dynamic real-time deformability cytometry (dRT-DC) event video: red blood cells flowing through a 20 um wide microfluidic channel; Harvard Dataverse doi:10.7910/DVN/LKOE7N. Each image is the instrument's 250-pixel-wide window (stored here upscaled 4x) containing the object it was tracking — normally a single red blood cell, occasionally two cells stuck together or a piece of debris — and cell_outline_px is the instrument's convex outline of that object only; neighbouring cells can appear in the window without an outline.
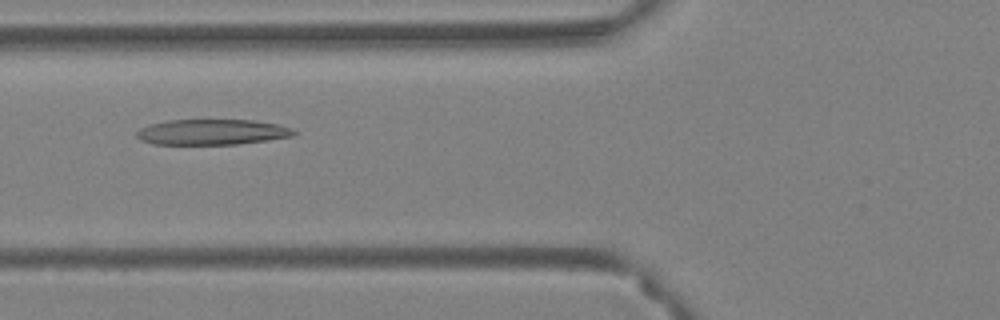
{"species": "Egyptian fruit bat (a non-hibernating species)", "species_latin": "Rousettus aegyptiacus", "temperature_condition": "warm", "stored_images_in_passage": 43, "camera_frame_rate_fps": 3000, "um_per_image_px": 0.085, "animal": {"sex": "female"}, "frame": {"image": 1, "passage_image": 7, "time_ms": 2.0, "image_size_px": [1000, 320], "cell_outline_px": [[300, 132], [292, 136], [268, 140], [236, 144], [152, 144], [140, 140], [136, 136], [136, 132], [140, 128], [152, 124], [168, 120], [252, 120], [276, 124], [292, 128]], "centroid_in_image_um": [18.03, 11.23], "position_along_channel_um": 107.8, "area_um2": 23.35}}
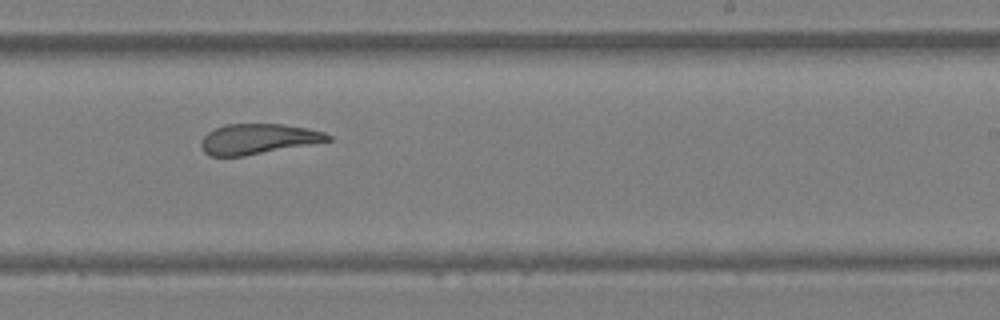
{"frame": {"image": 2, "passage_image": 21, "time_ms": 6.667, "image_size_px": [1000, 320], "cell_outline_px": [[332, 140], [244, 156], [208, 156], [200, 148], [200, 140], [208, 132], [224, 124], [284, 124], [308, 128], [324, 132], [332, 136]], "centroid_in_image_um": [21.9, 11.81], "position_along_channel_um": 267.1, "area_um2": 22.43}}
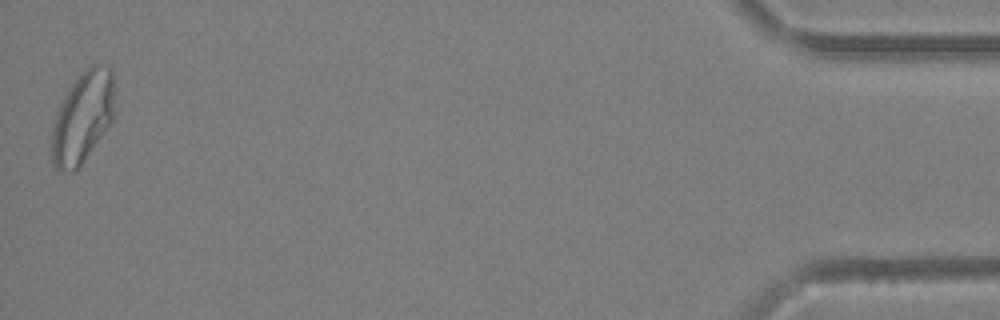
{"frame": {"image": 3, "passage_image": 43, "time_ms": 14.0, "image_size_px": [1000, 320], "cell_outline_px": [[112, 120], [84, 160], [72, 172], [56, 168], [52, 164], [52, 128], [60, 104], [64, 96], [72, 84], [92, 64], [104, 64], [112, 68]], "centroid_in_image_um": [7.0, 9.97], "position_along_channel_um": 428.2, "area_um2": 32.31}, "authors_computed_cell_mechanics": {"area_um2": 24.7962, "velocity_mm_per_s": 3.4172, "shape_relaxation_time_tau1_ms": null, "shape_relaxation_time_tau2_ms": 2.8547, "deformation_change_tau1": null, "deformation_change_tau2": 0.1166}}